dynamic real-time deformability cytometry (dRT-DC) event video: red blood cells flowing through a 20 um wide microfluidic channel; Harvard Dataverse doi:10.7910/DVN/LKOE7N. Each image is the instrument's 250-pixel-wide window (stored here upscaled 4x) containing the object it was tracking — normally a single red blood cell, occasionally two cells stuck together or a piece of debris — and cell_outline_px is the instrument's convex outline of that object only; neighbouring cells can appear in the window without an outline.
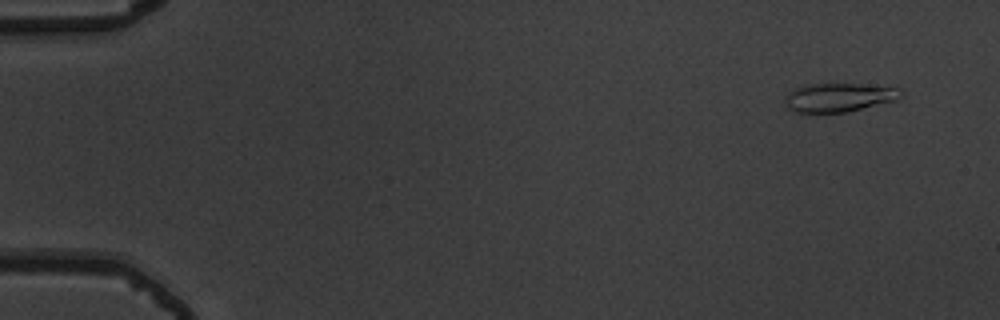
{"species": "common noctule bat (a hibernating species)", "species_latin": "Nyctalus noctula", "temperature_condition": "warm", "stored_images_in_passage": 51, "camera_frame_rate_fps": 3000, "um_per_image_px": 0.085, "animal": {"sex": "male", "body_mass_g": 19.5, "forearm_length_mm": 54.6}, "frame": {"image": 1, "passage_image": 1, "time_ms": 0.0, "image_size_px": [1000, 320], "cell_outline_px": [[904, 92], [896, 100], [848, 112], [796, 112], [788, 108], [784, 100], [784, 96], [792, 88], [808, 84], [860, 84], [896, 88]], "centroid_in_image_um": [71.25, 8.28], "position_along_channel_um": 13.7, "area_um2": 19.36}}
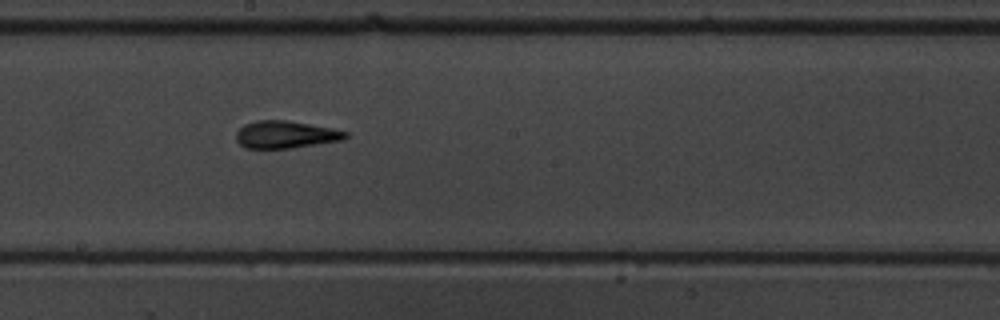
{"frame": {"image": 2, "passage_image": 28, "time_ms": 9.0, "image_size_px": [1000, 320], "cell_outline_px": [[348, 136], [344, 140], [292, 148], [244, 148], [236, 140], [236, 132], [244, 124], [256, 120], [288, 120], [332, 128], [348, 132]], "centroid_in_image_um": [24.28, 11.43], "position_along_channel_um": 223.9, "area_um2": 17.57}}
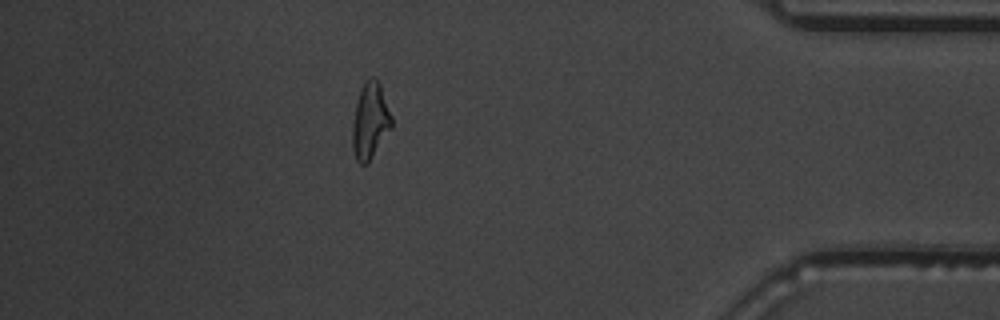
{"frame": {"image": 3, "passage_image": 45, "time_ms": 14.667, "image_size_px": [1000, 320], "cell_outline_px": [[392, 128], [368, 164], [360, 164], [356, 160], [352, 148], [352, 124], [356, 100], [364, 80], [368, 76], [372, 76], [380, 84], [392, 116]], "centroid_in_image_um": [31.45, 10.28], "position_along_channel_um": 403.7, "area_um2": 17.74}, "authors_computed_cell_mechanics": {"area_um2": 17.5134, "velocity_mm_per_s": 3.826, "shape_relaxation_time_tau1_ms": 4.0212, "shape_relaxation_time_tau2_ms": 1.9382, "deformation_change_tau1": 0.1914, "deformation_change_tau2": 0.1213}}